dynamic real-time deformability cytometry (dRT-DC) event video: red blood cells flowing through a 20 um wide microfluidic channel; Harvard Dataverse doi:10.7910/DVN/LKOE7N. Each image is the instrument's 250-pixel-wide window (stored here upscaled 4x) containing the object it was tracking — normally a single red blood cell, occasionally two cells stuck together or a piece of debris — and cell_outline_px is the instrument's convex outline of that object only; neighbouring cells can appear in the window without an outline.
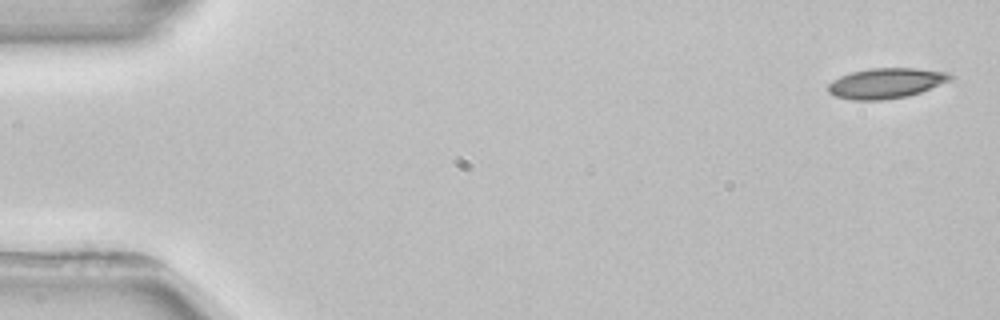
{"species": "common noctule bat (a hibernating species)", "species_latin": "Nyctalus noctula", "temperature_condition": "room temperature", "stored_images_in_passage": 4, "camera_frame_rate_fps": 3000, "um_per_image_px": 0.085, "animal": {"sex": "female", "body_mass_g": 22.7, "forearm_length_mm": 54.2}, "frame": {"image": 1, "passage_image": 1, "time_ms": 0.0, "image_size_px": [1000, 320], "cell_outline_px": [[952, 76], [948, 80], [920, 92], [908, 96], [880, 100], [852, 100], [836, 96], [828, 92], [828, 84], [832, 80], [840, 76], [852, 72], [868, 68], [916, 68], [948, 72]], "centroid_in_image_um": [75.25, 7.06], "position_along_channel_um": 9.7, "area_um2": 21.33}}
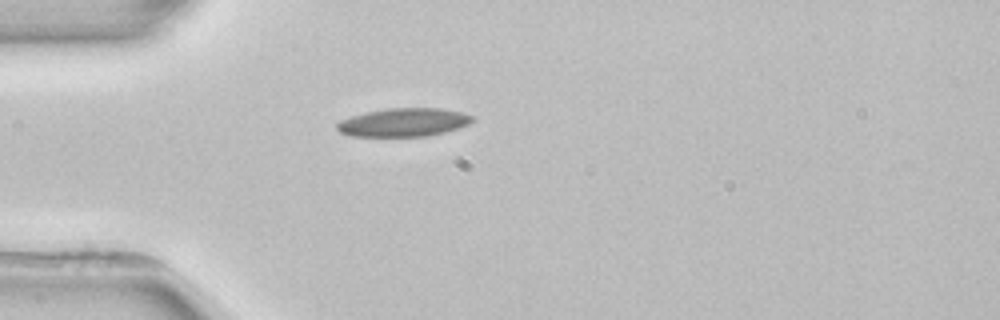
{"frame": {"image": 2, "passage_image": 4, "time_ms": 4.333, "image_size_px": [1000, 320], "cell_outline_px": [[472, 120], [468, 124], [444, 132], [428, 136], [352, 136], [340, 132], [336, 128], [336, 124], [340, 120], [364, 112], [388, 108], [440, 108], [460, 112], [472, 116]], "centroid_in_image_um": [34.26, 10.4], "position_along_channel_um": 50.7, "area_um2": 22.2}}